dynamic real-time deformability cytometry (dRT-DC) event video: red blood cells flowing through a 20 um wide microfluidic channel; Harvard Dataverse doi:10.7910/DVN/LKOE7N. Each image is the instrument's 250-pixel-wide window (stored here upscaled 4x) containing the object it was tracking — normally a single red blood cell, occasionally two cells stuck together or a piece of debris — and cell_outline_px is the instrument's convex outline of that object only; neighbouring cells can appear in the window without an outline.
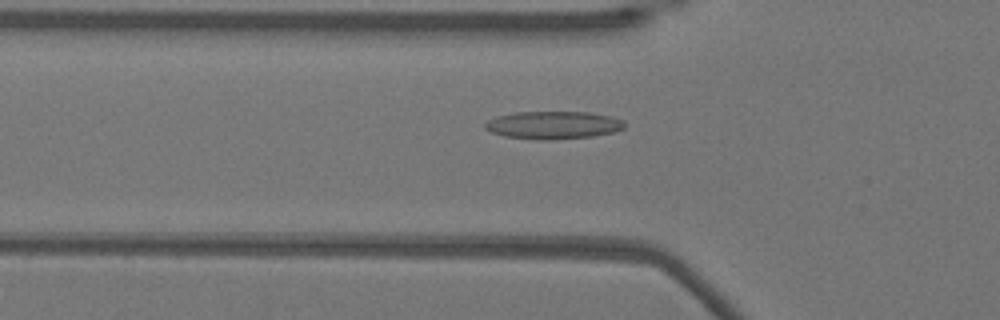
{"species": "Egyptian fruit bat (a non-hibernating species)", "species_latin": "Rousettus aegyptiacus", "temperature_condition": "warm", "stored_images_in_passage": 53, "camera_frame_rate_fps": 3000, "um_per_image_px": 0.085, "animal": {"sex": "female"}, "frame": {"image": 1, "passage_image": 18, "time_ms": 5.667, "image_size_px": [1000, 320], "cell_outline_px": [[624, 128], [616, 132], [592, 136], [556, 140], [536, 140], [504, 136], [492, 132], [484, 128], [484, 124], [488, 120], [496, 116], [516, 112], [588, 112], [608, 116], [624, 120]], "centroid_in_image_um": [47.01, 10.64], "position_along_channel_um": 78.8, "area_um2": 22.72}}
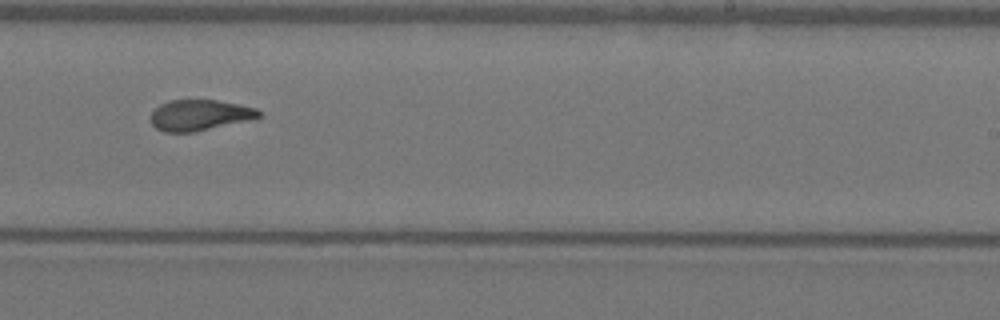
{"frame": {"image": 2, "passage_image": 33, "time_ms": 10.667, "image_size_px": [1000, 320], "cell_outline_px": [[260, 116], [256, 120], [192, 132], [164, 132], [156, 128], [152, 124], [152, 112], [160, 104], [168, 100], [216, 100], [256, 108], [260, 112]], "centroid_in_image_um": [17.01, 9.79], "position_along_channel_um": 272.0, "area_um2": 19.48}}
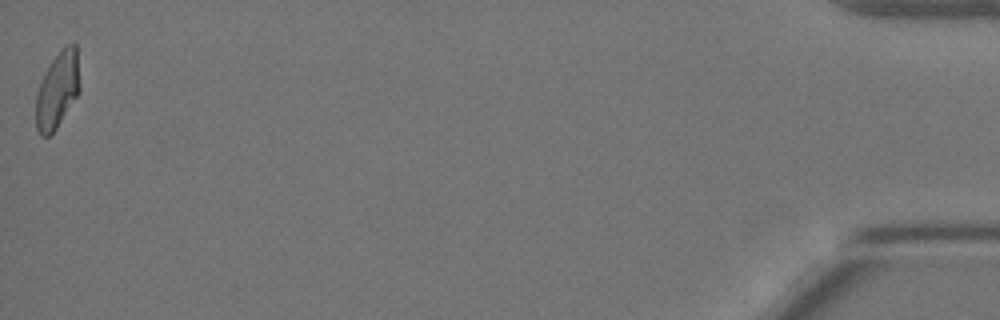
{"frame": {"image": 3, "passage_image": 53, "time_ms": 17.333, "image_size_px": [1000, 320], "cell_outline_px": [[80, 92], [56, 128], [48, 136], [40, 136], [36, 128], [36, 92], [44, 72], [52, 60], [68, 44], [76, 44], [80, 88]], "centroid_in_image_um": [4.87, 7.67], "position_along_channel_um": 430.3, "area_um2": 19.36}, "authors_computed_cell_mechanics": {"area_um2": 20.2878, "velocity_mm_per_s": 3.8525, "shape_relaxation_time_tau1_ms": 9.2122, "shape_relaxation_time_tau2_ms": 1.4426, "deformation_change_tau1": 0.2691, "deformation_change_tau2": 0.0873}}